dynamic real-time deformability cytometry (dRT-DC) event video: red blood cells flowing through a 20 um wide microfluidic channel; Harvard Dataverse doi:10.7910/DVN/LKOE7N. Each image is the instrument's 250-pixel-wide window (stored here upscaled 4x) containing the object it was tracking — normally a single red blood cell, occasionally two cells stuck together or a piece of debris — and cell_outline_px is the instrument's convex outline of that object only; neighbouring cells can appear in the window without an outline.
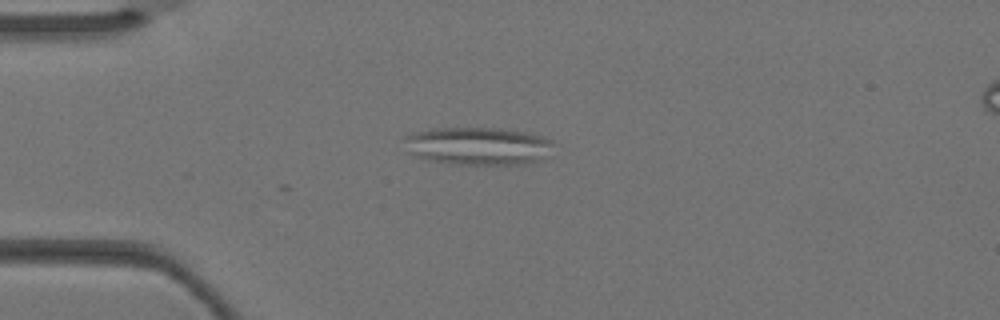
{"species": "Egyptian fruit bat (a non-hibernating species)", "species_latin": "Rousettus aegyptiacus", "temperature_condition": "warm", "stored_images_in_passage": 4, "camera_frame_rate_fps": 3000, "um_per_image_px": 0.085, "animal": {"sex": "female"}, "frame": {"image": 1, "passage_image": 2, "time_ms": 0.333, "image_size_px": [1000, 320], "cell_outline_px": [[552, 156], [544, 160], [528, 164], [452, 164], [428, 160], [416, 156], [408, 152], [404, 140], [404, 136], [416, 132], [432, 128], [500, 128], [532, 132], [544, 136], [552, 140]], "centroid_in_image_um": [40.73, 12.41], "position_along_channel_um": 44.3, "area_um2": 33.64}}